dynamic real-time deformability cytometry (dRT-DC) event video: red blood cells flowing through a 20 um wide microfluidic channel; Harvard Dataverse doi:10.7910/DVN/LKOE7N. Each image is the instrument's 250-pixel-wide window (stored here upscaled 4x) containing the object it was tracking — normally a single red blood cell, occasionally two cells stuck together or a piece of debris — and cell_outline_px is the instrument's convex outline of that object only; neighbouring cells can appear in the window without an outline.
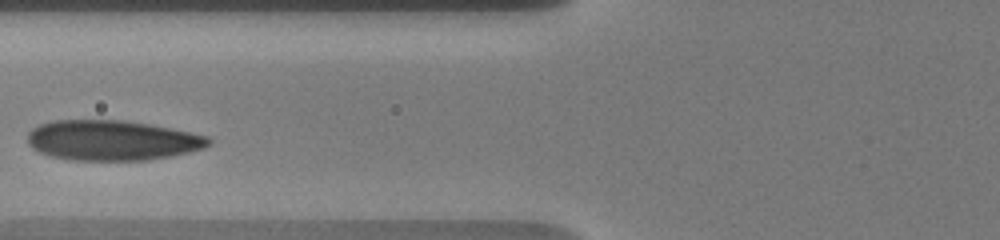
{"species": "human", "species_latin": "Homo sapiens", "temperature_condition": "warm", "stored_images_in_passage": 16, "camera_frame_rate_fps": 3000, "um_per_image_px": 0.085, "donor": {"sex": "male"}, "frame": {"image": 1, "passage_image": 5, "time_ms": 2.333, "image_size_px": [1000, 240], "cell_outline_px": [[212, 140], [204, 148], [188, 152], [148, 160], [72, 160], [48, 156], [32, 148], [28, 144], [28, 132], [32, 128], [40, 124], [52, 120], [124, 120], [148, 124], [208, 136]], "centroid_in_image_um": [9.47, 11.93], "position_along_channel_um": 116.3, "area_um2": 42.25}}
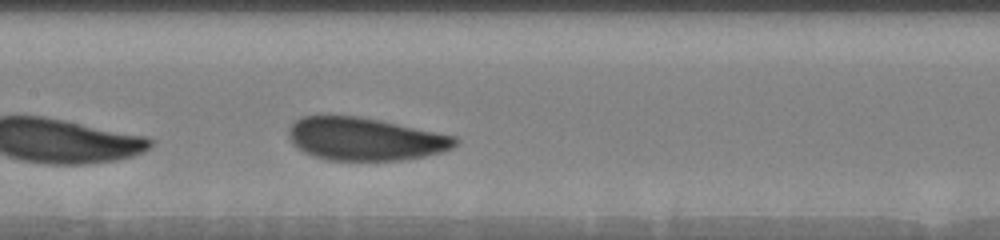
{"frame": {"image": 2, "passage_image": 10, "time_ms": 4.0, "image_size_px": [1000, 240], "cell_outline_px": [[460, 140], [452, 148], [444, 152], [424, 156], [400, 160], [328, 160], [312, 156], [296, 148], [292, 144], [288, 136], [288, 128], [296, 120], [304, 116], [360, 116], [380, 120], [456, 136]], "centroid_in_image_um": [31.02, 11.82], "position_along_channel_um": 176.4, "area_um2": 41.73}}